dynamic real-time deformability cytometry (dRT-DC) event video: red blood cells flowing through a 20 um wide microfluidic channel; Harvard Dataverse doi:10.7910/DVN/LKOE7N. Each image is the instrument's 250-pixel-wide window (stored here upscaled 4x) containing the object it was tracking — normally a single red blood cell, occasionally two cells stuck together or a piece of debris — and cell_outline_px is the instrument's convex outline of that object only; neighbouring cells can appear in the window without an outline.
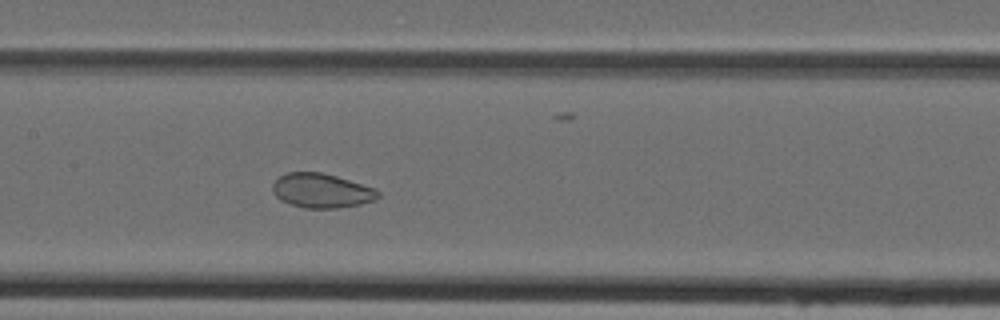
{"species": "Egyptian fruit bat (a non-hibernating species)", "species_latin": "Rousettus aegyptiacus", "temperature_condition": "cold", "stored_images_in_passage": 43, "camera_frame_rate_fps": 3000, "um_per_image_px": 0.085, "animal": {"sex": "female"}, "frame": {"image": 1, "passage_image": 19, "time_ms": 6.0, "image_size_px": [1000, 320], "cell_outline_px": [[380, 196], [372, 200], [360, 204], [336, 208], [304, 208], [280, 200], [276, 196], [272, 188], [272, 184], [280, 176], [288, 172], [320, 172], [336, 176], [376, 188], [380, 192]], "centroid_in_image_um": [27.33, 16.2], "position_along_channel_um": 180.1, "area_um2": 20.98}}
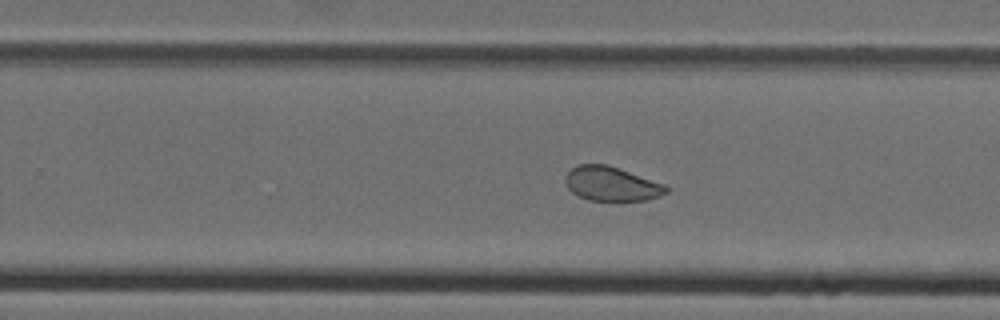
{"frame": {"image": 2, "passage_image": 26, "time_ms": 8.333, "image_size_px": [1000, 320], "cell_outline_px": [[668, 192], [660, 196], [644, 200], [588, 200], [572, 192], [568, 188], [564, 180], [564, 176], [572, 168], [580, 164], [608, 164], [664, 184], [668, 188]], "centroid_in_image_um": [51.96, 15.62], "position_along_channel_um": 277.8, "area_um2": 20.0}}
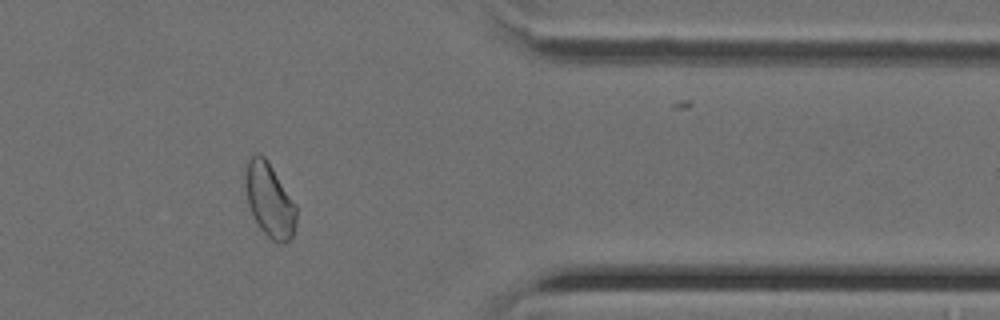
{"frame": {"image": 3, "passage_image": 35, "time_ms": 11.333, "image_size_px": [1000, 320], "cell_outline_px": [[296, 224], [292, 236], [284, 244], [280, 244], [272, 240], [260, 228], [252, 216], [248, 204], [244, 184], [244, 176], [248, 160], [256, 152], [260, 152], [264, 156], [296, 204]], "centroid_in_image_um": [22.89, 17.01], "position_along_channel_um": 388.5, "area_um2": 22.02}}